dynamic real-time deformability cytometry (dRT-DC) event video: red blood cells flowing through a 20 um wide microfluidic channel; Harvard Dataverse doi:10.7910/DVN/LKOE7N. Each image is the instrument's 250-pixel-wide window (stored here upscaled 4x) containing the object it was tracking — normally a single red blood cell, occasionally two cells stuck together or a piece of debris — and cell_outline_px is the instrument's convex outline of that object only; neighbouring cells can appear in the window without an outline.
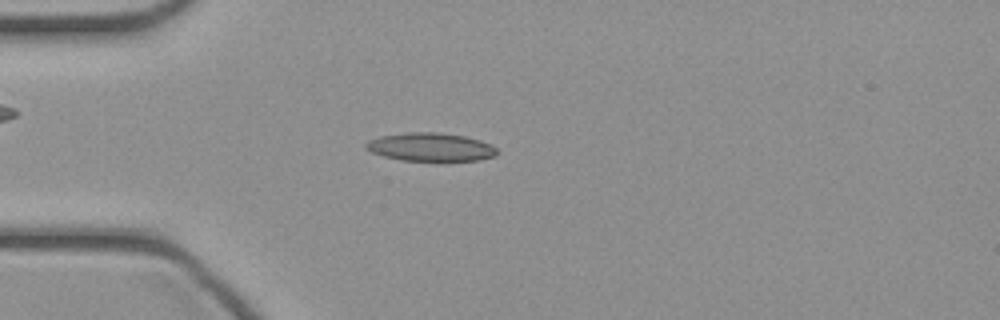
{"species": "common noctule bat (a hibernating species)", "species_latin": "Nyctalus noctula", "temperature_condition": "cold", "stored_images_in_passage": 46, "camera_frame_rate_fps": 3000, "um_per_image_px": 0.085, "animal": {"sex": "female", "body_mass_g": 21.9}, "frame": {"image": 1, "passage_image": 12, "time_ms": 3.667, "image_size_px": [1000, 320], "cell_outline_px": [[500, 152], [496, 156], [480, 160], [400, 160], [384, 156], [372, 152], [364, 148], [364, 144], [368, 140], [380, 136], [408, 132], [436, 132], [464, 136], [480, 140], [492, 144]], "centroid_in_image_um": [36.61, 12.49], "position_along_channel_um": 48.4, "area_um2": 21.68}}
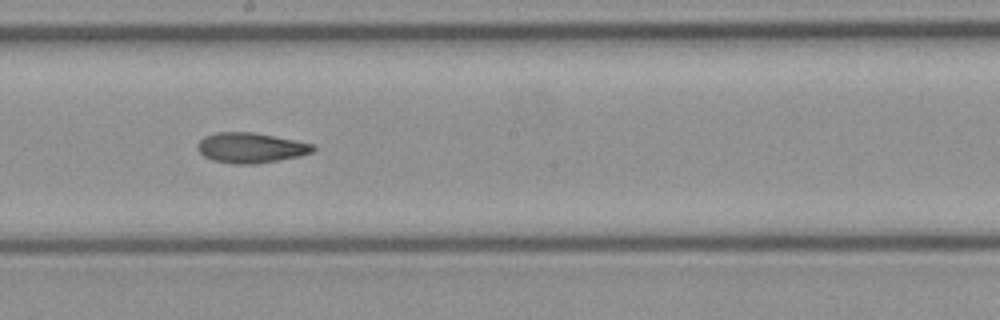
{"frame": {"image": 2, "passage_image": 25, "time_ms": 8.0, "image_size_px": [1000, 320], "cell_outline_px": [[316, 148], [312, 152], [300, 156], [280, 160], [256, 164], [232, 164], [212, 160], [204, 156], [196, 148], [196, 144], [204, 136], [216, 132], [252, 132], [276, 136], [316, 144]], "centroid_in_image_um": [21.32, 12.56], "position_along_channel_um": 226.9, "area_um2": 20.63}}
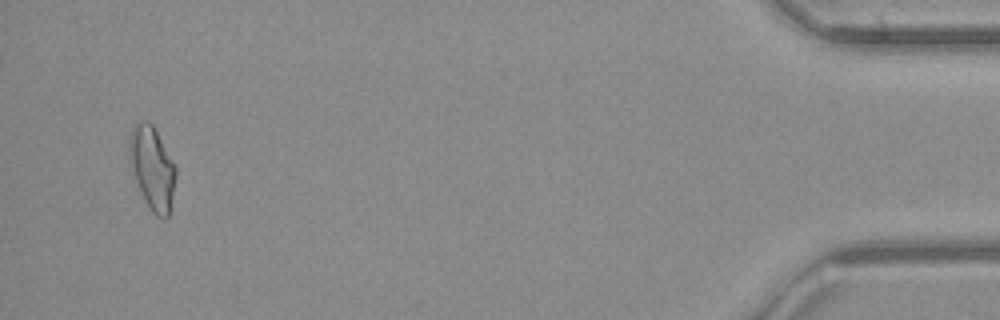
{"frame": {"image": 3, "passage_image": 44, "time_ms": 14.333, "image_size_px": [1000, 320], "cell_outline_px": [[176, 176], [168, 216], [164, 220], [156, 216], [152, 212], [144, 200], [132, 176], [128, 164], [128, 140], [132, 128], [136, 120], [148, 120], [152, 124], [176, 168]], "centroid_in_image_um": [12.87, 14.26], "position_along_channel_um": 422.3, "area_um2": 22.83}}